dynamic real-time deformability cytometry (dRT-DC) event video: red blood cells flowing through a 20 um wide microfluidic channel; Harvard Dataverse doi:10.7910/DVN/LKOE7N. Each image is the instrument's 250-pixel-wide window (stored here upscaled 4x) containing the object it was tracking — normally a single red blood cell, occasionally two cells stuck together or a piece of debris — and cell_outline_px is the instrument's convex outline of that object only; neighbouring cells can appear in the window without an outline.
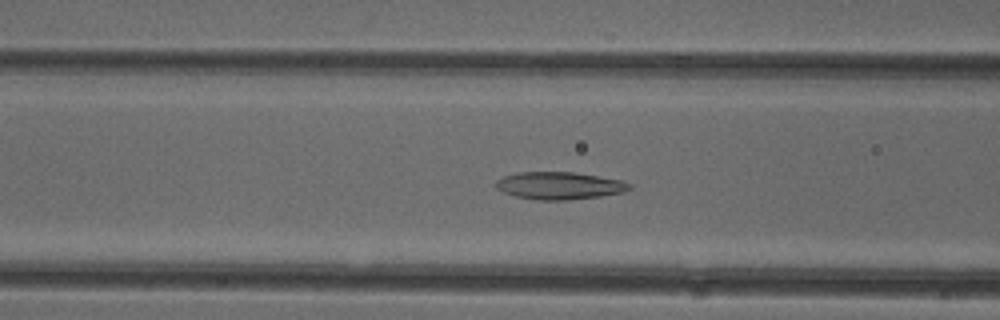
{"species": "common noctule bat (a hibernating species)", "species_latin": "Nyctalus noctula", "temperature_condition": "cold", "stored_images_in_passage": 38, "camera_frame_rate_fps": 3000, "um_per_image_px": 0.085, "animal": {"sex": "female"}, "frame": {"image": 1, "passage_image": 7, "time_ms": 2.0, "image_size_px": [1000, 320], "cell_outline_px": [[632, 188], [624, 192], [600, 196], [568, 200], [536, 200], [516, 196], [504, 192], [496, 188], [496, 180], [504, 176], [520, 172], [576, 172], [620, 180], [632, 184]], "centroid_in_image_um": [47.56, 15.78], "position_along_channel_um": 119.0, "area_um2": 21.33}}
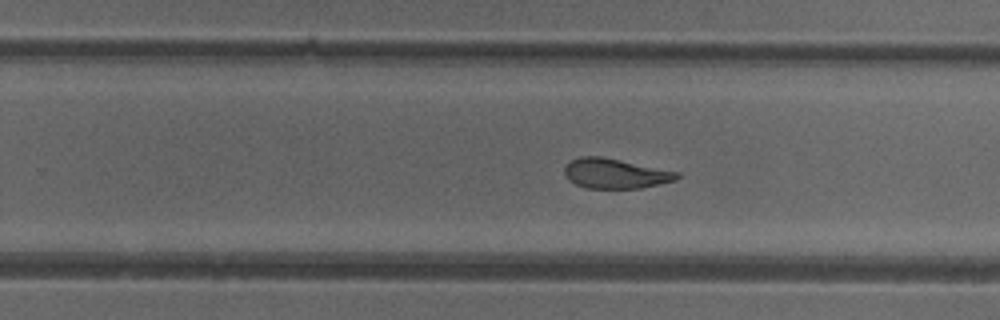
{"frame": {"image": 2, "passage_image": 19, "time_ms": 6.0, "image_size_px": [1000, 320], "cell_outline_px": [[680, 176], [676, 180], [660, 184], [640, 188], [588, 188], [576, 184], [568, 180], [564, 172], [564, 168], [572, 160], [580, 156], [600, 156], [680, 172]], "centroid_in_image_um": [52.31, 14.75], "position_along_channel_um": 277.5, "area_um2": 19.48}}
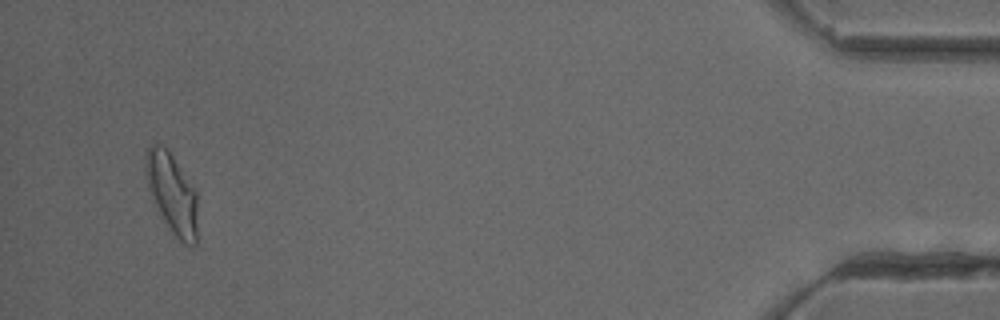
{"frame": {"image": 3, "passage_image": 36, "time_ms": 11.667, "image_size_px": [1000, 320], "cell_outline_px": [[196, 244], [184, 244], [172, 236], [152, 204], [144, 168], [144, 156], [148, 148], [152, 144], [160, 144], [172, 156], [196, 188]], "centroid_in_image_um": [14.58, 16.47], "position_along_channel_um": 420.6, "area_um2": 24.74}, "authors_computed_cell_mechanics": {"area_um2": 21.2704, "velocity_mm_per_s": 3.9649, "shape_relaxation_time_tau1_ms": 8.0443, "shape_relaxation_time_tau2_ms": 1.7064, "deformation_change_tau1": 0.2148, "deformation_change_tau2": 0.0898}}